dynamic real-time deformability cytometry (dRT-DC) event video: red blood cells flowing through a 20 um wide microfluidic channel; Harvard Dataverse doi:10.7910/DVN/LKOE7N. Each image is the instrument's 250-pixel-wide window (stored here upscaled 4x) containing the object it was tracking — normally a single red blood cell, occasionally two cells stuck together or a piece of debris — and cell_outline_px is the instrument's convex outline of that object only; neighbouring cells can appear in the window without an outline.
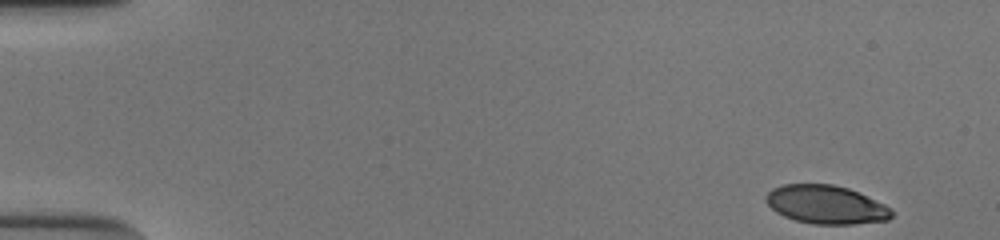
{"species": "human", "species_latin": "Homo sapiens", "temperature_condition": "cold", "stored_images_in_passage": 50, "camera_frame_rate_fps": 3000, "um_per_image_px": 0.085, "donor": {"sex": "male"}, "frame": {"image": 1, "passage_image": 1, "time_ms": 0.0, "image_size_px": [1000, 240], "cell_outline_px": [[892, 216], [888, 220], [852, 224], [812, 224], [796, 220], [784, 216], [776, 212], [764, 200], [764, 196], [772, 188], [784, 184], [832, 184], [848, 188], [884, 204], [892, 212]], "centroid_in_image_um": [70.16, 17.39], "position_along_channel_um": 14.8, "area_um2": 28.03}}
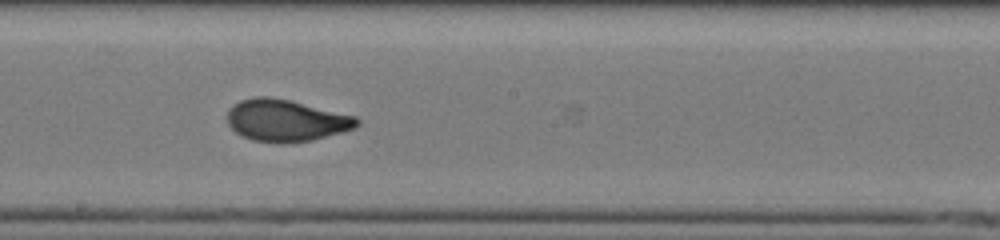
{"frame": {"image": 2, "passage_image": 28, "time_ms": 9.0, "image_size_px": [1000, 240], "cell_outline_px": [[360, 124], [356, 128], [312, 140], [252, 140], [240, 136], [228, 124], [228, 108], [240, 100], [256, 96], [268, 96], [288, 100], [356, 116], [360, 120]], "centroid_in_image_um": [24.31, 10.2], "position_along_channel_um": 223.9, "area_um2": 30.87}}
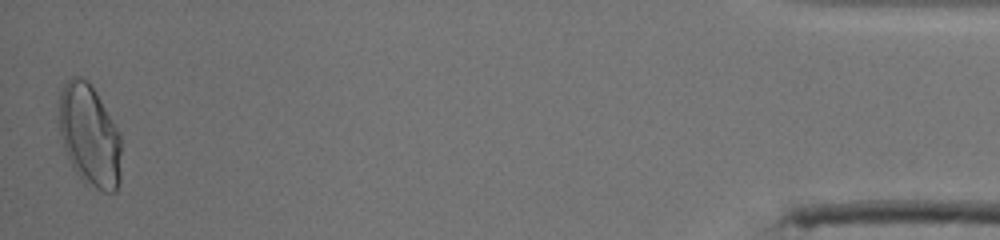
{"frame": {"image": 3, "passage_image": 50, "time_ms": 16.333, "image_size_px": [1000, 240], "cell_outline_px": [[120, 180], [116, 192], [104, 192], [84, 184], [80, 180], [64, 148], [60, 132], [60, 96], [64, 84], [72, 76], [80, 76], [88, 80], [96, 92], [120, 132]], "centroid_in_image_um": [7.63, 11.54], "position_along_channel_um": 427.6, "area_um2": 36.93}, "authors_computed_cell_mechanics": {"area_um2": 30.7207, "velocity_mm_per_s": 3.8882, "shape_relaxation_time_tau1_ms": 4.9127, "shape_relaxation_time_tau2_ms": 0.7944, "deformation_change_tau1": 0.201, "deformation_change_tau2": 0.0588}}